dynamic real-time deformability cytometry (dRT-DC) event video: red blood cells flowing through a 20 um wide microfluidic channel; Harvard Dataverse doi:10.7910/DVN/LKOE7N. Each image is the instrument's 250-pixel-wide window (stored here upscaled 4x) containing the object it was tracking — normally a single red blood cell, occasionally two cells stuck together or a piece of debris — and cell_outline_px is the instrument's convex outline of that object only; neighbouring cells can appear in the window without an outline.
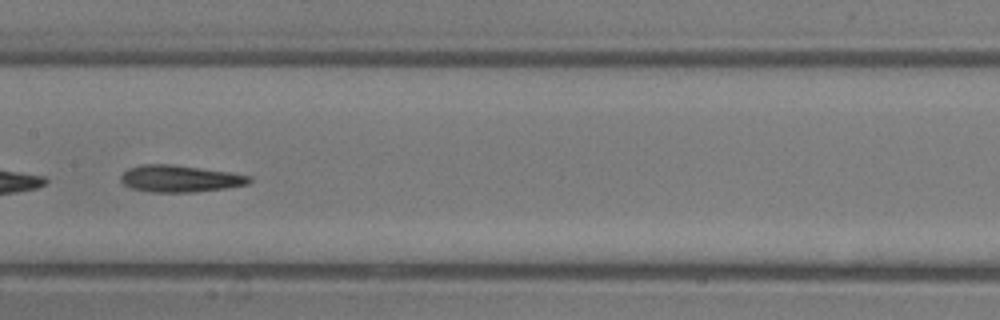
{"species": "common noctule bat (a hibernating species)", "species_latin": "Nyctalus noctula", "temperature_condition": "room temperature", "stored_images_in_passage": 45, "camera_frame_rate_fps": 3000, "um_per_image_px": 0.085, "animal": {"sex": "male", "body_mass_g": 13.3}, "frame": {"image": 1, "passage_image": 23, "time_ms": 7.333, "image_size_px": [1000, 320], "cell_outline_px": [[252, 180], [248, 184], [224, 188], [196, 192], [152, 192], [132, 188], [124, 184], [120, 180], [120, 176], [128, 168], [140, 164], [172, 164], [228, 172], [252, 176]], "centroid_in_image_um": [15.28, 15.18], "position_along_channel_um": 192.1, "area_um2": 20.06}}
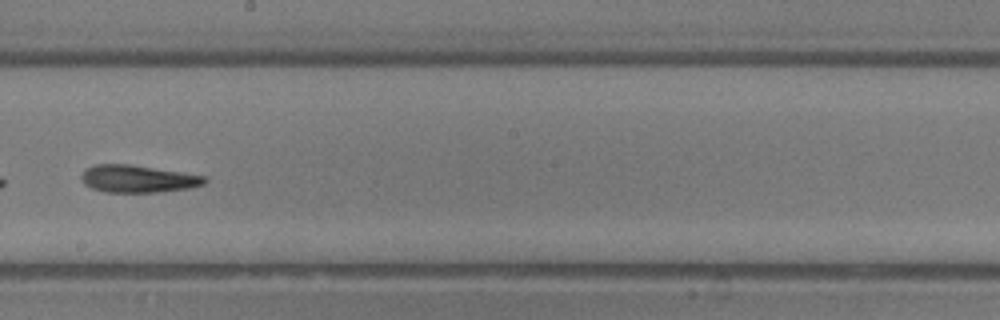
{"frame": {"image": 2, "passage_image": 26, "time_ms": 8.333, "image_size_px": [1000, 320], "cell_outline_px": [[208, 180], [204, 184], [188, 188], [156, 192], [104, 192], [92, 188], [84, 184], [80, 176], [84, 168], [96, 164], [132, 164], [208, 176]], "centroid_in_image_um": [11.71, 15.18], "position_along_channel_um": 236.5, "area_um2": 19.88}}
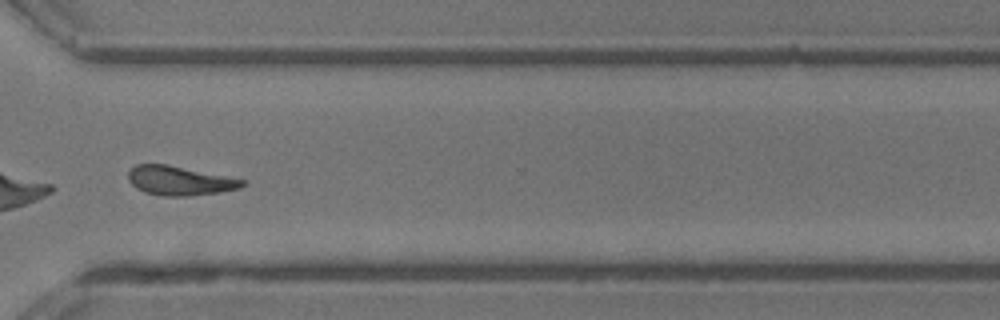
{"frame": {"image": 3, "passage_image": 34, "time_ms": 11.0, "image_size_px": [1000, 320], "cell_outline_px": [[248, 184], [240, 188], [220, 192], [188, 196], [164, 196], [144, 192], [136, 188], [128, 180], [128, 172], [136, 164], [168, 164], [248, 180]], "centroid_in_image_um": [15.31, 15.35], "position_along_channel_um": 355.3, "area_um2": 19.65}, "authors_computed_cell_mechanics": {"area_um2": 20.1144, "velocity_mm_per_s": 4.4712, "shape_relaxation_time_tau1_ms": 3.6411, "shape_relaxation_time_tau2_ms": 4.2942, "deformation_change_tau1": 0.1379, "deformation_change_tau2": 0.1074}}